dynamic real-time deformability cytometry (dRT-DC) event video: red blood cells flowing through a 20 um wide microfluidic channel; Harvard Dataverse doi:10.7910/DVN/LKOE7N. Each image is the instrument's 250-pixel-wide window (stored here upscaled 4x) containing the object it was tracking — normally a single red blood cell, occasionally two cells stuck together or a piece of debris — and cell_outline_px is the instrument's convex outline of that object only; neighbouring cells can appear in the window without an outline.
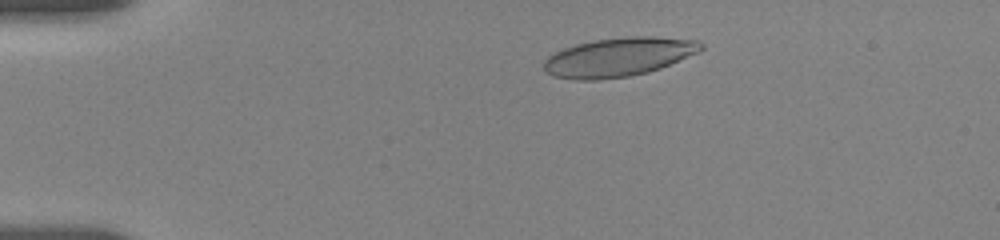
{"species": "human", "species_latin": "Homo sapiens", "temperature_condition": "room temperature", "stored_images_in_passage": 12, "camera_frame_rate_fps": 3000, "um_per_image_px": 0.085, "donor": {"sex": "female"}, "frame": {"image": 1, "passage_image": 1, "time_ms": 0.0, "image_size_px": [1000, 240], "cell_outline_px": [[704, 48], [700, 52], [660, 68], [648, 72], [628, 76], [596, 80], [576, 80], [552, 76], [544, 72], [544, 60], [548, 56], [564, 48], [576, 44], [596, 40], [628, 36], [652, 36], [696, 40], [704, 44]], "centroid_in_image_um": [52.58, 4.85], "position_along_channel_um": 32.4, "area_um2": 35.66}}
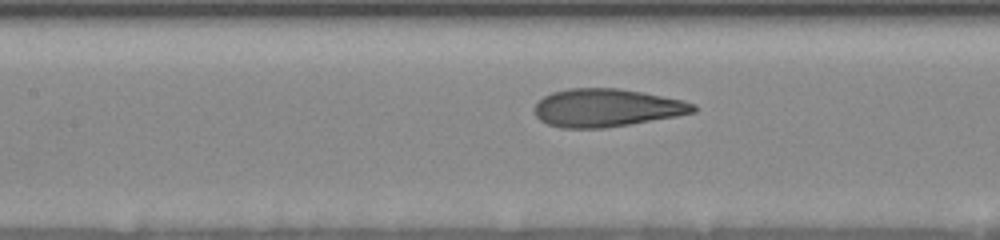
{"frame": {"image": 2, "passage_image": 9, "time_ms": 5.0, "image_size_px": [1000, 240], "cell_outline_px": [[696, 112], [676, 116], [604, 128], [560, 128], [548, 124], [540, 120], [536, 116], [532, 108], [544, 96], [552, 92], [568, 88], [620, 88], [680, 100], [696, 104]], "centroid_in_image_um": [51.51, 9.16], "position_along_channel_um": 155.9, "area_um2": 34.97}}
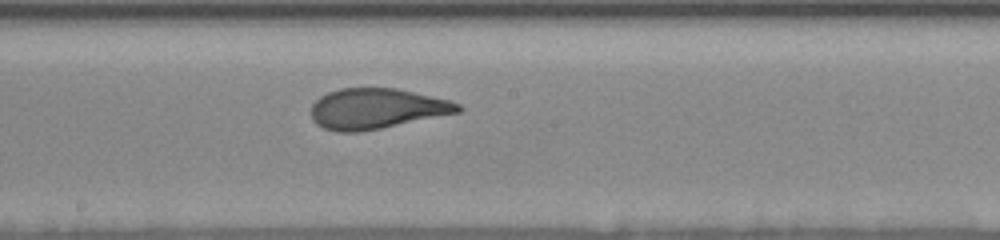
{"frame": {"image": 3, "passage_image": 12, "time_ms": 6.667, "image_size_px": [1000, 240], "cell_outline_px": [[464, 108], [460, 112], [360, 132], [336, 132], [324, 128], [316, 124], [312, 120], [312, 104], [320, 96], [328, 92], [340, 88], [396, 88], [452, 100], [460, 104]], "centroid_in_image_um": [32.02, 9.23], "position_along_channel_um": 216.2, "area_um2": 34.68}}